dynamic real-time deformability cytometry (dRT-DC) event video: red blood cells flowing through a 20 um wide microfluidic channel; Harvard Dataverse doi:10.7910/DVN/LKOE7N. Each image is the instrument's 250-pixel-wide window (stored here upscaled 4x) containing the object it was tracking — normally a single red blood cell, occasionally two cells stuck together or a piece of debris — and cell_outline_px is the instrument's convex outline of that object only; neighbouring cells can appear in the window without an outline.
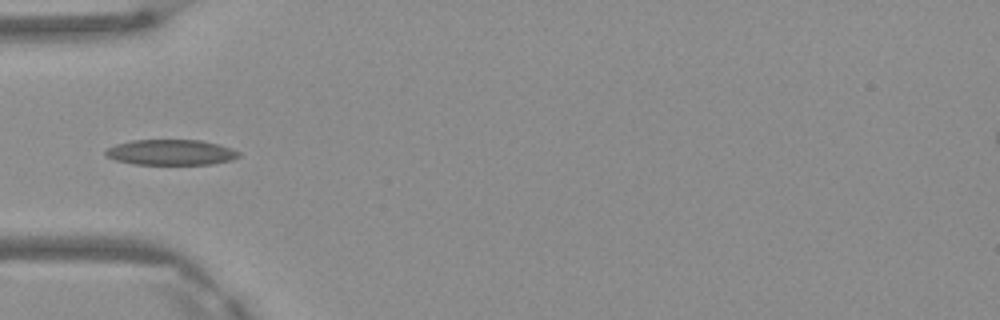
{"species": "Egyptian fruit bat (a non-hibernating species)", "species_latin": "Rousettus aegyptiacus", "temperature_condition": "warm", "stored_images_in_passage": 5, "camera_frame_rate_fps": 3000, "um_per_image_px": 0.085, "frame": {"image": 1, "passage_image": 4, "time_ms": 1.0, "image_size_px": [1000, 320], "cell_outline_px": [[240, 156], [232, 160], [212, 164], [136, 164], [116, 160], [104, 156], [104, 152], [108, 148], [116, 144], [132, 140], [200, 140], [232, 148], [240, 152]], "centroid_in_image_um": [14.53, 12.95], "position_along_channel_um": 70.5, "area_um2": 19.77}}
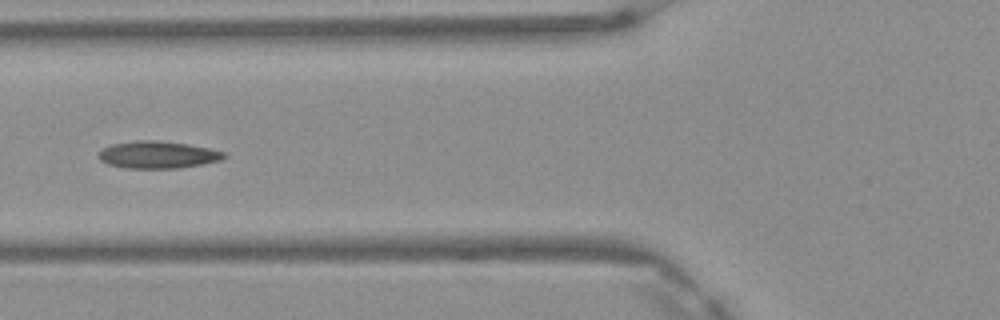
{"frame": {"image": 2, "passage_image": 5, "time_ms": 1.333, "image_size_px": [1000, 320], "cell_outline_px": [[228, 156], [220, 160], [180, 168], [128, 168], [108, 164], [100, 160], [96, 156], [104, 148], [112, 144], [136, 140], [156, 140], [188, 144], [208, 148], [224, 152]], "centroid_in_image_um": [13.4, 13.15], "position_along_channel_um": 112.4, "area_um2": 19.77}}